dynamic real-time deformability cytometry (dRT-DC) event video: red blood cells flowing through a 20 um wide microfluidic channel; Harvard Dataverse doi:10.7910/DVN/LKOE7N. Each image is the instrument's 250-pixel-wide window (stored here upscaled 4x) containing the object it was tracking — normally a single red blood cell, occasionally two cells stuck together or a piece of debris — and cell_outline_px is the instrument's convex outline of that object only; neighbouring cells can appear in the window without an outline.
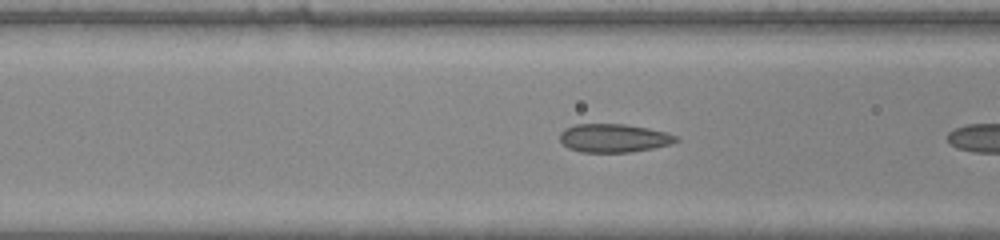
{"species": "common noctule bat (a hibernating species)", "species_latin": "Nyctalus noctula", "temperature_condition": "warm", "stored_images_in_passage": 6, "camera_frame_rate_fps": 3000, "um_per_image_px": 0.085, "animal": {"sex": "male", "body_mass_g": 20.0, "forearm_length_mm": 53.3}, "frame": {"image": 1, "passage_image": 5, "time_ms": 1.333, "image_size_px": [1000, 240], "cell_outline_px": [[680, 140], [672, 144], [632, 152], [580, 152], [568, 148], [560, 140], [560, 132], [564, 128], [576, 124], [624, 124], [648, 128], [680, 136]], "centroid_in_image_um": [52.19, 11.74], "position_along_channel_um": 114.4, "area_um2": 19.36}}